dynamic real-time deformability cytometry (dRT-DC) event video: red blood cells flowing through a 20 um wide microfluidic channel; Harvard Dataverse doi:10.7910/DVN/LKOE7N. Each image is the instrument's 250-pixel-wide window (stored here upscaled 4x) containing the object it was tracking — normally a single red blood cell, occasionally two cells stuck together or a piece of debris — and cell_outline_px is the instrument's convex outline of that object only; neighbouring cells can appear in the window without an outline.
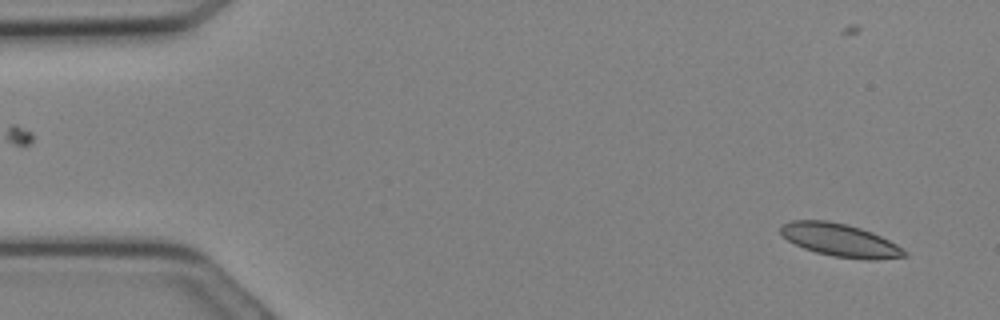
{"species": "Egyptian fruit bat (a non-hibernating species)", "species_latin": "Rousettus aegyptiacus", "temperature_condition": "cold", "stored_images_in_passage": 30, "camera_frame_rate_fps": 3000, "um_per_image_px": 0.085, "animal": {"sex": "female"}, "frame": {"image": 1, "passage_image": 1, "time_ms": 0.0, "image_size_px": [1000, 320], "cell_outline_px": [[908, 256], [872, 260], [868, 260], [832, 256], [816, 252], [804, 248], [788, 240], [780, 232], [780, 228], [784, 224], [792, 220], [828, 220], [848, 224], [872, 232], [896, 244], [908, 252]], "centroid_in_image_um": [71.43, 20.41], "position_along_channel_um": 13.6, "area_um2": 23.64}}
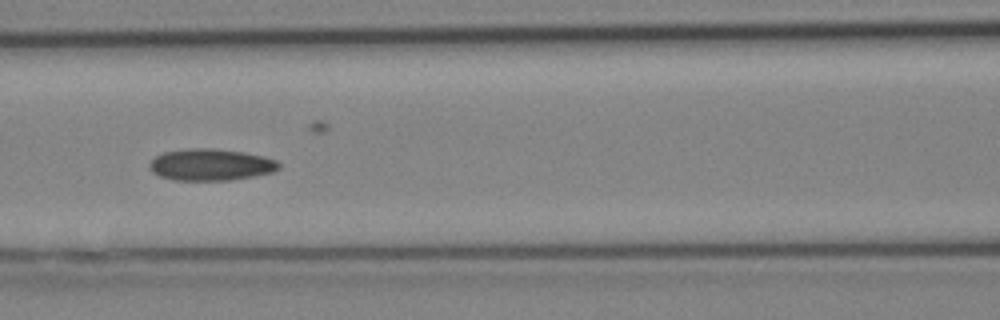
{"frame": {"image": 2, "passage_image": 12, "time_ms": 3.667, "image_size_px": [1000, 320], "cell_outline_px": [[280, 168], [272, 172], [232, 180], [176, 180], [160, 176], [152, 172], [148, 168], [148, 164], [156, 156], [164, 152], [188, 148], [212, 148], [244, 152], [264, 156], [276, 160], [280, 164]], "centroid_in_image_um": [17.91, 13.99], "position_along_channel_um": 148.7, "area_um2": 23.93}}
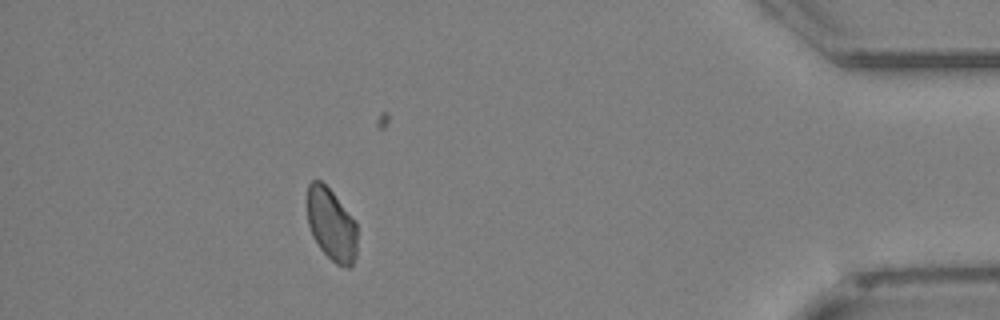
{"frame": {"image": 3, "passage_image": 26, "time_ms": 8.333, "image_size_px": [1000, 320], "cell_outline_px": [[356, 256], [352, 264], [348, 268], [336, 264], [320, 248], [312, 236], [308, 224], [308, 184], [312, 180], [320, 180], [332, 192], [356, 224]], "centroid_in_image_um": [28.15, 19.11], "position_along_channel_um": 407.0, "area_um2": 20.63}}